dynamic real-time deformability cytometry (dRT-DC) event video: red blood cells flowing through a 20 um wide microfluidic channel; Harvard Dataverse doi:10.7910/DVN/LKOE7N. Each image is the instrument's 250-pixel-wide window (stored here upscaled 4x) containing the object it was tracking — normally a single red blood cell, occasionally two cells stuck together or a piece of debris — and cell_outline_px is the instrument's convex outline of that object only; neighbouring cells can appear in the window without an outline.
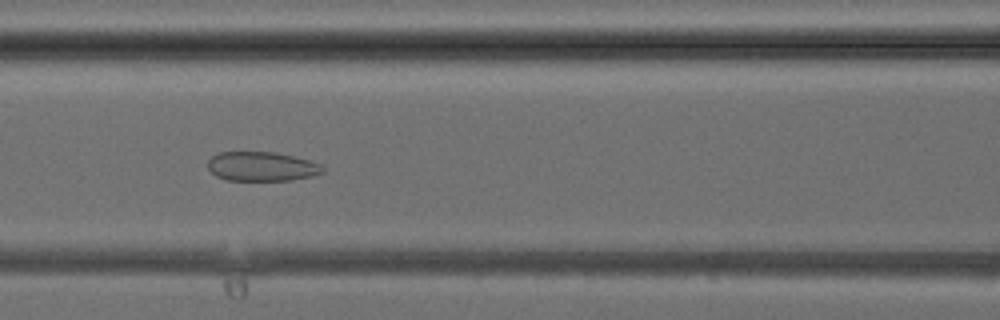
{"species": "common noctule bat (a hibernating species)", "species_latin": "Nyctalus noctula", "temperature_condition": "cold", "stored_images_in_passage": 34, "camera_frame_rate_fps": 3000, "um_per_image_px": 0.085, "animal": {"sex": "female", "body_mass_g": 24.6, "forearm_length_mm": 56.2}, "frame": {"image": 1, "passage_image": 15, "time_ms": 4.667, "image_size_px": [1000, 320], "cell_outline_px": [[324, 172], [312, 176], [288, 180], [228, 180], [216, 176], [208, 168], [208, 160], [212, 156], [220, 152], [276, 152], [312, 160], [320, 164], [324, 168]], "centroid_in_image_um": [22.27, 14.14], "position_along_channel_um": 144.3, "area_um2": 19.65}}
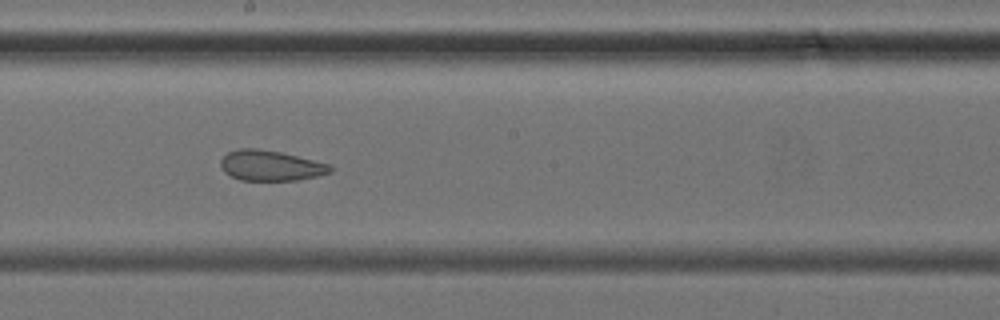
{"frame": {"image": 2, "passage_image": 20, "time_ms": 6.333, "image_size_px": [1000, 320], "cell_outline_px": [[332, 172], [316, 176], [296, 180], [240, 180], [224, 172], [220, 164], [220, 160], [228, 152], [240, 148], [256, 148], [280, 152], [328, 164], [332, 168]], "centroid_in_image_um": [22.96, 14.07], "position_along_channel_um": 225.2, "area_um2": 19.13}}
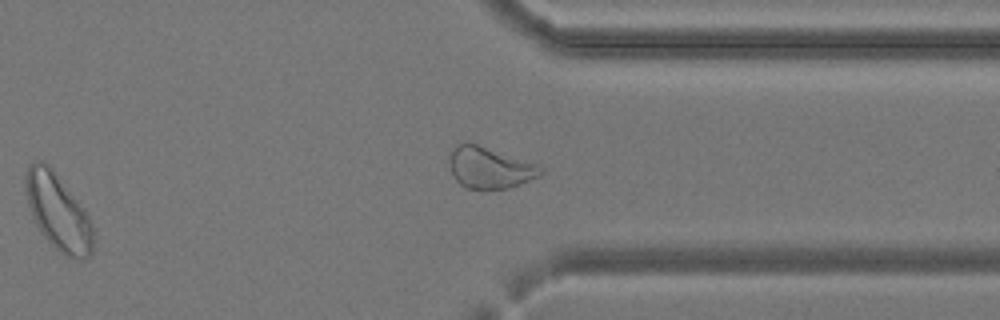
{"frame": {"image": 3, "passage_image": 29, "time_ms": 9.333, "image_size_px": [1000, 320], "cell_outline_px": [[92, 252], [88, 256], [64, 256], [44, 236], [36, 224], [32, 216], [28, 204], [24, 180], [28, 164], [32, 160], [44, 160], [52, 168], [84, 208], [88, 216], [92, 228]], "centroid_in_image_um": [4.88, 17.93], "position_along_channel_um": 406.5, "area_um2": 29.54}}